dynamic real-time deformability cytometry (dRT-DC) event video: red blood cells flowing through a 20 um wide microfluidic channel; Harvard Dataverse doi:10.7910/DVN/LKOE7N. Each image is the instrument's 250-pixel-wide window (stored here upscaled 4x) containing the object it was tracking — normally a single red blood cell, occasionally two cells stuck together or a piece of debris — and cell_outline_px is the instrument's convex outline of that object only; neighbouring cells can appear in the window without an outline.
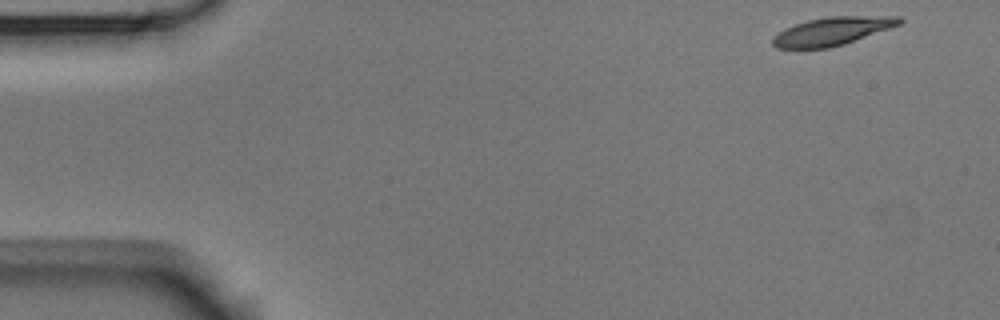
{"species": "Egyptian fruit bat (a non-hibernating species)", "species_latin": "Rousettus aegyptiacus", "temperature_condition": "room temperature", "stored_images_in_passage": 5, "segment_of_instrument_passage": [1, 2], "camera_frame_rate_fps": 3000, "um_per_image_px": 0.085, "animal": {"sex": "male"}, "frame": {"image": 1, "passage_image": 1, "time_ms": 0.0, "image_size_px": [1000, 320], "cell_outline_px": [[904, 20], [900, 24], [844, 44], [828, 48], [776, 48], [772, 44], [772, 36], [784, 28], [808, 20], [828, 16], [900, 16]], "centroid_in_image_um": [70.71, 2.64], "position_along_channel_um": 14.3, "area_um2": 20.69}}